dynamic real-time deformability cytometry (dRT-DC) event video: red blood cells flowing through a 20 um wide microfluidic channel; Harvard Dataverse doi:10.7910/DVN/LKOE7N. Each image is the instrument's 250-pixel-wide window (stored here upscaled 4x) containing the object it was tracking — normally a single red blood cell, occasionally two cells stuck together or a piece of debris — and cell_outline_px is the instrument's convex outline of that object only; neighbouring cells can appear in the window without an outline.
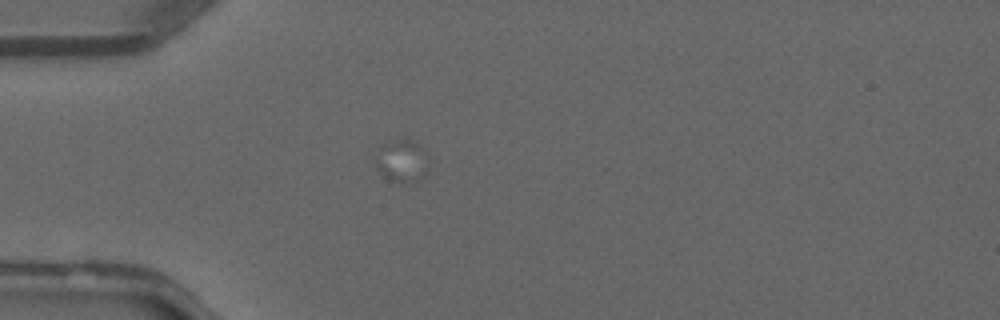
{"species": "common noctule bat (a hibernating species)", "species_latin": "Nyctalus noctula", "temperature_condition": "warm", "stored_images_in_passage": 2, "camera_frame_rate_fps": 3000, "um_per_image_px": 0.085, "animal": {"sex": "male", "forearm_length_mm": 52.5}, "frame": {"image": 1, "passage_image": 2, "time_ms": 1.0, "image_size_px": [1000, 320], "cell_outline_px": [[432, 160], [424, 176], [420, 180], [408, 184], [400, 184], [388, 180], [376, 168], [372, 160], [384, 144], [400, 140], [416, 140], [428, 148]], "centroid_in_image_um": [34.27, 13.71], "position_along_channel_um": 50.7, "area_um2": 14.16}}